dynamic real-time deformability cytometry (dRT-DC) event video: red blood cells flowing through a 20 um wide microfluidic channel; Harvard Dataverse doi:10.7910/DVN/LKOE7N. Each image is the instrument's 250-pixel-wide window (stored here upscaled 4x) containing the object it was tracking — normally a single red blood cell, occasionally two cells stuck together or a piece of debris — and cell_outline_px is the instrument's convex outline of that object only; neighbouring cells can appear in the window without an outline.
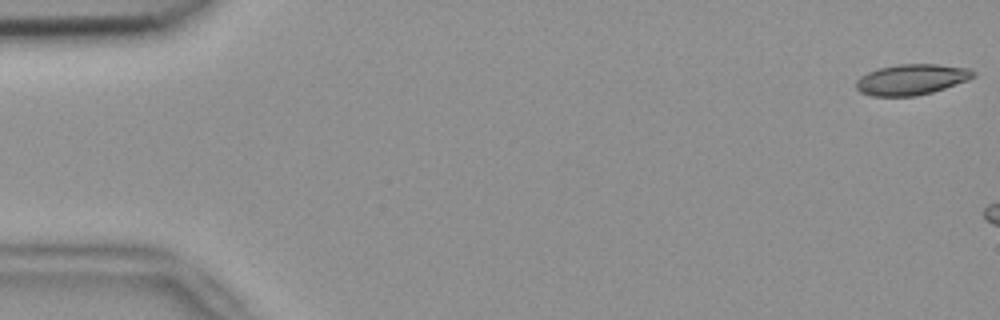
{"species": "common noctule bat (a hibernating species)", "species_latin": "Nyctalus noctula", "temperature_condition": "room temperature", "stored_images_in_passage": 13, "camera_frame_rate_fps": 3000, "um_per_image_px": 0.085, "animal": {"sex": "female", "body_mass_g": 18.4}, "frame": {"image": 1, "passage_image": 1, "time_ms": 0.0, "image_size_px": [1000, 320], "cell_outline_px": [[976, 76], [968, 80], [932, 92], [916, 96], [872, 96], [860, 92], [856, 88], [856, 80], [860, 76], [868, 72], [880, 68], [900, 64], [936, 64], [972, 68], [976, 72]], "centroid_in_image_um": [77.5, 6.75], "position_along_channel_um": 7.5, "area_um2": 21.04}}